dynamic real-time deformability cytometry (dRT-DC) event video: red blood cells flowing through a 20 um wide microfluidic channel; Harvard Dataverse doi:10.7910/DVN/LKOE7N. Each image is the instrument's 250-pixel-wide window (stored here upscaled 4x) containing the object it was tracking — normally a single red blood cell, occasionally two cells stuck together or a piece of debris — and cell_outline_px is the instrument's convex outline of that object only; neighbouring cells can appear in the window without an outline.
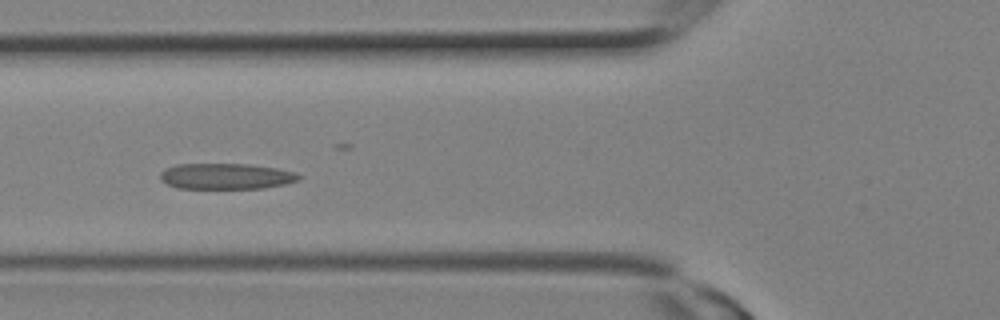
{"species": "Egyptian fruit bat (a non-hibernating species)", "species_latin": "Rousettus aegyptiacus", "temperature_condition": "room temperature", "stored_images_in_passage": 13, "camera_frame_rate_fps": 3000, "um_per_image_px": 0.085, "animal": {"sex": "female"}, "frame": {"image": 1, "passage_image": 9, "time_ms": 2.667, "image_size_px": [1000, 320], "cell_outline_px": [[300, 180], [284, 184], [264, 188], [176, 188], [160, 180], [160, 172], [164, 168], [176, 164], [248, 164], [276, 168], [296, 172], [300, 176]], "centroid_in_image_um": [19.19, 14.98], "position_along_channel_um": 106.6, "area_um2": 20.92}}
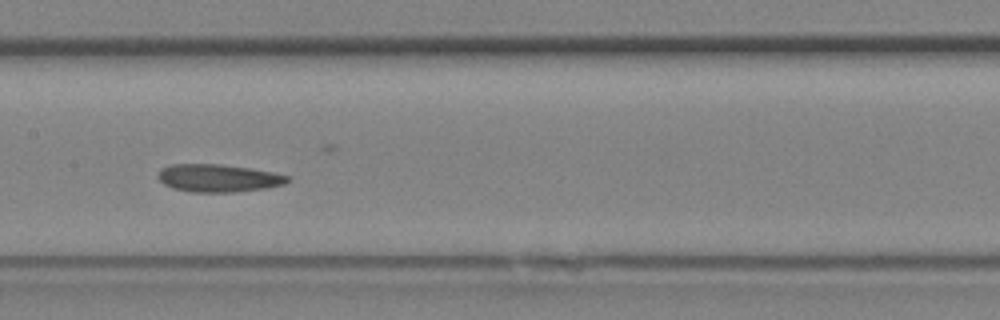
{"frame": {"image": 2, "passage_image": 12, "time_ms": 3.667, "image_size_px": [1000, 320], "cell_outline_px": [[292, 180], [284, 184], [268, 188], [232, 192], [192, 192], [172, 188], [164, 184], [156, 176], [160, 168], [168, 164], [220, 164], [248, 168], [272, 172], [292, 176]], "centroid_in_image_um": [18.56, 15.13], "position_along_channel_um": 188.8, "area_um2": 21.15}}